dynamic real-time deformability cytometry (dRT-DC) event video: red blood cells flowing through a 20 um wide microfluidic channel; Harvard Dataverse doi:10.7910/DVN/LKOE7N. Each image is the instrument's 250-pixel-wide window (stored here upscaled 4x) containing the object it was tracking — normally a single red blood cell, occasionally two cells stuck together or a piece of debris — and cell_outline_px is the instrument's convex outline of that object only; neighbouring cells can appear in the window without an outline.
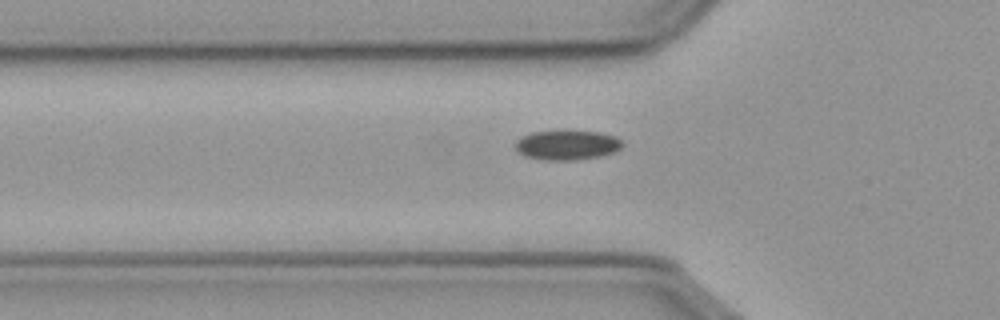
{"species": "common noctule bat (a hibernating species)", "species_latin": "Nyctalus noctula", "temperature_condition": "cold", "stored_images_in_passage": 40, "camera_frame_rate_fps": 3000, "um_per_image_px": 0.085, "animal": {"sex": "male", "body_mass_g": 23.1, "forearm_length_mm": 52.7}, "frame": {"image": 1, "passage_image": 6, "time_ms": 1.667, "image_size_px": [1000, 320], "cell_outline_px": [[624, 144], [620, 148], [612, 152], [600, 156], [576, 160], [544, 160], [524, 156], [516, 148], [516, 140], [532, 132], [564, 128], [600, 132], [616, 136]], "centroid_in_image_um": [48.21, 12.28], "position_along_channel_um": 77.6, "area_um2": 19.07}}
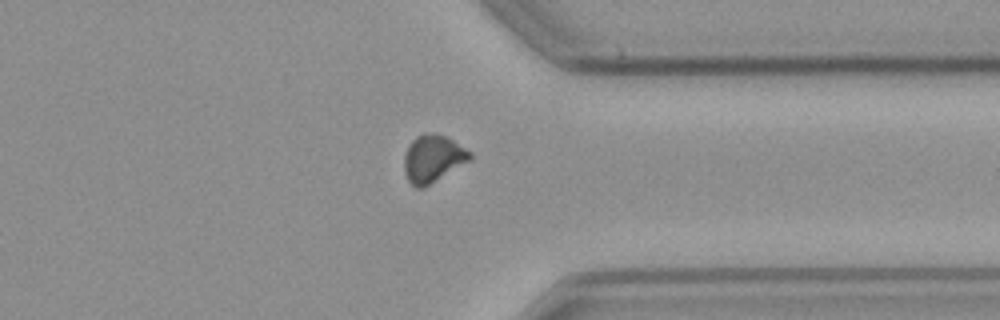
{"frame": {"image": 2, "passage_image": 31, "time_ms": 10.0, "image_size_px": [1000, 320], "cell_outline_px": [[472, 160], [424, 188], [416, 188], [408, 180], [404, 172], [404, 156], [412, 140], [416, 136], [424, 132], [436, 132], [452, 140], [472, 152]], "centroid_in_image_um": [36.81, 13.48], "position_along_channel_um": 374.6, "area_um2": 18.38}}
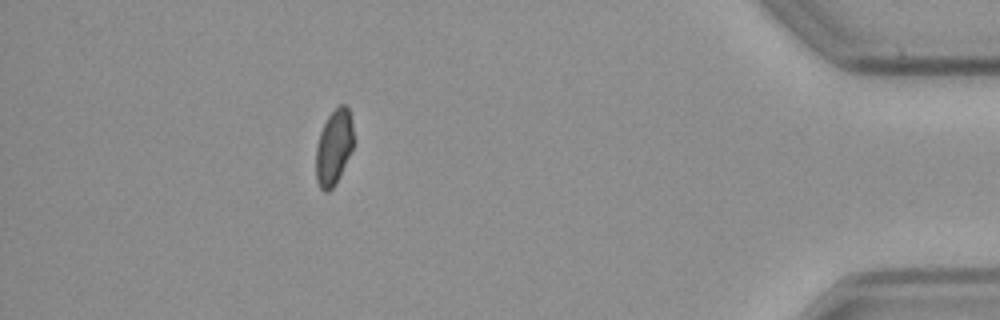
{"frame": {"image": 3, "passage_image": 38, "time_ms": 12.333, "image_size_px": [1000, 320], "cell_outline_px": [[356, 140], [336, 184], [328, 192], [324, 192], [320, 188], [316, 180], [316, 144], [320, 132], [328, 116], [340, 104], [344, 104], [348, 108]], "centroid_in_image_um": [28.39, 12.53], "position_along_channel_um": 406.8, "area_um2": 16.7}}